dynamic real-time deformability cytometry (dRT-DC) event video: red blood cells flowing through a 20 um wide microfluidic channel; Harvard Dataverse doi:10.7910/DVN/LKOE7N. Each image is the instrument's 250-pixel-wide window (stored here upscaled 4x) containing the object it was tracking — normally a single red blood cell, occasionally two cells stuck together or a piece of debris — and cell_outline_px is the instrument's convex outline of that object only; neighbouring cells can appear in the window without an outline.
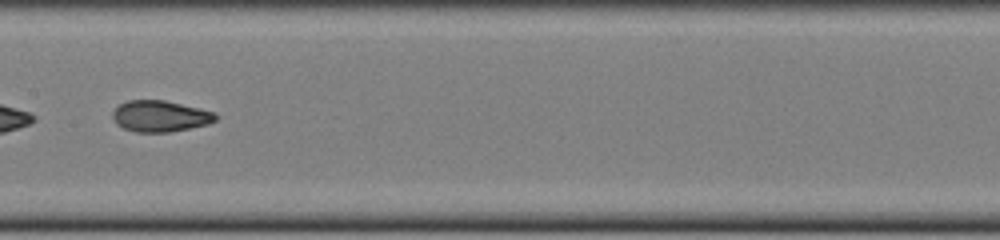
{"species": "common noctule bat (a hibernating species)", "species_latin": "Nyctalus noctula", "temperature_condition": "cold", "stored_images_in_passage": 34, "camera_frame_rate_fps": 3000, "um_per_image_px": 0.085, "animal": {"sex": "female", "body_mass_g": 22.0, "forearm_length_mm": 56.7}, "frame": {"image": 1, "passage_image": 10, "time_ms": 3.0, "image_size_px": [1000, 240], "cell_outline_px": [[220, 116], [216, 120], [208, 124], [168, 132], [136, 132], [124, 128], [116, 124], [112, 116], [112, 112], [120, 104], [128, 100], [164, 100], [200, 108], [216, 112]], "centroid_in_image_um": [13.64, 9.87], "position_along_channel_um": 193.8, "area_um2": 18.79}}